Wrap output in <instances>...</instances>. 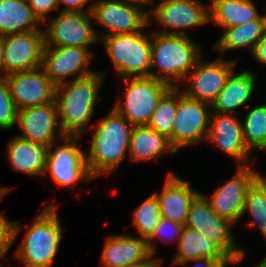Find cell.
Returning <instances> with one entry per match:
<instances>
[{"label": "cell", "instance_id": "14", "mask_svg": "<svg viewBox=\"0 0 266 267\" xmlns=\"http://www.w3.org/2000/svg\"><path fill=\"white\" fill-rule=\"evenodd\" d=\"M251 165L238 166L236 174L207 198L211 208L235 224L243 216L244 202L251 185L261 176Z\"/></svg>", "mask_w": 266, "mask_h": 267}, {"label": "cell", "instance_id": "24", "mask_svg": "<svg viewBox=\"0 0 266 267\" xmlns=\"http://www.w3.org/2000/svg\"><path fill=\"white\" fill-rule=\"evenodd\" d=\"M166 151L171 155L177 153L167 136L148 125L133 127L128 158L131 163L156 160Z\"/></svg>", "mask_w": 266, "mask_h": 267}, {"label": "cell", "instance_id": "28", "mask_svg": "<svg viewBox=\"0 0 266 267\" xmlns=\"http://www.w3.org/2000/svg\"><path fill=\"white\" fill-rule=\"evenodd\" d=\"M224 33L213 46L218 51L219 57L224 53L236 49L250 47L253 53L256 44L264 35V21L261 14L257 19L246 22L236 27L224 28Z\"/></svg>", "mask_w": 266, "mask_h": 267}, {"label": "cell", "instance_id": "39", "mask_svg": "<svg viewBox=\"0 0 266 267\" xmlns=\"http://www.w3.org/2000/svg\"><path fill=\"white\" fill-rule=\"evenodd\" d=\"M252 56L259 64L266 66V34L256 44Z\"/></svg>", "mask_w": 266, "mask_h": 267}, {"label": "cell", "instance_id": "34", "mask_svg": "<svg viewBox=\"0 0 266 267\" xmlns=\"http://www.w3.org/2000/svg\"><path fill=\"white\" fill-rule=\"evenodd\" d=\"M184 229V225L173 222L172 220L161 218L159 223L157 224L153 234L147 239L148 248L151 255H155L156 253V245L153 243V240L156 238L161 239L168 242L176 241L177 244L179 242V238L182 235ZM176 239V240H175Z\"/></svg>", "mask_w": 266, "mask_h": 267}, {"label": "cell", "instance_id": "11", "mask_svg": "<svg viewBox=\"0 0 266 267\" xmlns=\"http://www.w3.org/2000/svg\"><path fill=\"white\" fill-rule=\"evenodd\" d=\"M92 20L91 12L61 11L46 25L44 47L89 48L94 43H100Z\"/></svg>", "mask_w": 266, "mask_h": 267}, {"label": "cell", "instance_id": "12", "mask_svg": "<svg viewBox=\"0 0 266 267\" xmlns=\"http://www.w3.org/2000/svg\"><path fill=\"white\" fill-rule=\"evenodd\" d=\"M89 7L93 20L107 29L100 34L99 40L103 36L138 32L148 24L150 11L120 0L90 1Z\"/></svg>", "mask_w": 266, "mask_h": 267}, {"label": "cell", "instance_id": "32", "mask_svg": "<svg viewBox=\"0 0 266 267\" xmlns=\"http://www.w3.org/2000/svg\"><path fill=\"white\" fill-rule=\"evenodd\" d=\"M133 225L141 238L148 239L161 220V212L156 194L148 196L132 214Z\"/></svg>", "mask_w": 266, "mask_h": 267}, {"label": "cell", "instance_id": "26", "mask_svg": "<svg viewBox=\"0 0 266 267\" xmlns=\"http://www.w3.org/2000/svg\"><path fill=\"white\" fill-rule=\"evenodd\" d=\"M198 258L231 259L216 243L198 231L184 226L177 244V252L173 255L172 265Z\"/></svg>", "mask_w": 266, "mask_h": 267}, {"label": "cell", "instance_id": "29", "mask_svg": "<svg viewBox=\"0 0 266 267\" xmlns=\"http://www.w3.org/2000/svg\"><path fill=\"white\" fill-rule=\"evenodd\" d=\"M243 138L246 147L253 150H266V103L250 109L242 122Z\"/></svg>", "mask_w": 266, "mask_h": 267}, {"label": "cell", "instance_id": "27", "mask_svg": "<svg viewBox=\"0 0 266 267\" xmlns=\"http://www.w3.org/2000/svg\"><path fill=\"white\" fill-rule=\"evenodd\" d=\"M39 23L27 0H0V37L42 30Z\"/></svg>", "mask_w": 266, "mask_h": 267}, {"label": "cell", "instance_id": "41", "mask_svg": "<svg viewBox=\"0 0 266 267\" xmlns=\"http://www.w3.org/2000/svg\"><path fill=\"white\" fill-rule=\"evenodd\" d=\"M120 1H123L127 4H130V5L137 6V7L141 8L142 10H144L143 8L145 5L150 6L151 4H155V2H154L155 0H120Z\"/></svg>", "mask_w": 266, "mask_h": 267}, {"label": "cell", "instance_id": "18", "mask_svg": "<svg viewBox=\"0 0 266 267\" xmlns=\"http://www.w3.org/2000/svg\"><path fill=\"white\" fill-rule=\"evenodd\" d=\"M17 125L22 132L19 138L47 147L64 136L56 101L18 110Z\"/></svg>", "mask_w": 266, "mask_h": 267}, {"label": "cell", "instance_id": "9", "mask_svg": "<svg viewBox=\"0 0 266 267\" xmlns=\"http://www.w3.org/2000/svg\"><path fill=\"white\" fill-rule=\"evenodd\" d=\"M229 220L220 217L201 192L195 197L188 211L186 227L198 231L216 243L232 260L244 258L245 252L234 239Z\"/></svg>", "mask_w": 266, "mask_h": 267}, {"label": "cell", "instance_id": "2", "mask_svg": "<svg viewBox=\"0 0 266 267\" xmlns=\"http://www.w3.org/2000/svg\"><path fill=\"white\" fill-rule=\"evenodd\" d=\"M106 73L97 71L86 77L70 79L55 88V101L64 136L83 135L94 115L100 87Z\"/></svg>", "mask_w": 266, "mask_h": 267}, {"label": "cell", "instance_id": "1", "mask_svg": "<svg viewBox=\"0 0 266 267\" xmlns=\"http://www.w3.org/2000/svg\"><path fill=\"white\" fill-rule=\"evenodd\" d=\"M93 128L86 161L93 178L110 174L118 169L125 156L129 155L133 127L113 107ZM127 153V154H126Z\"/></svg>", "mask_w": 266, "mask_h": 267}, {"label": "cell", "instance_id": "20", "mask_svg": "<svg viewBox=\"0 0 266 267\" xmlns=\"http://www.w3.org/2000/svg\"><path fill=\"white\" fill-rule=\"evenodd\" d=\"M199 193L188 180L169 172L162 191L155 192L161 217L185 226L190 205Z\"/></svg>", "mask_w": 266, "mask_h": 267}, {"label": "cell", "instance_id": "45", "mask_svg": "<svg viewBox=\"0 0 266 267\" xmlns=\"http://www.w3.org/2000/svg\"><path fill=\"white\" fill-rule=\"evenodd\" d=\"M263 21H264V34H266V14L263 15Z\"/></svg>", "mask_w": 266, "mask_h": 267}, {"label": "cell", "instance_id": "7", "mask_svg": "<svg viewBox=\"0 0 266 267\" xmlns=\"http://www.w3.org/2000/svg\"><path fill=\"white\" fill-rule=\"evenodd\" d=\"M79 138L81 137L63 136L60 145L56 141L48 147L43 176L50 174L59 187L69 188L84 180L89 182L93 179L87 165L86 152L78 147Z\"/></svg>", "mask_w": 266, "mask_h": 267}, {"label": "cell", "instance_id": "19", "mask_svg": "<svg viewBox=\"0 0 266 267\" xmlns=\"http://www.w3.org/2000/svg\"><path fill=\"white\" fill-rule=\"evenodd\" d=\"M206 141L237 161L238 166H248L252 153L244 142L242 121L237 114L212 112ZM249 163V164H248Z\"/></svg>", "mask_w": 266, "mask_h": 267}, {"label": "cell", "instance_id": "31", "mask_svg": "<svg viewBox=\"0 0 266 267\" xmlns=\"http://www.w3.org/2000/svg\"><path fill=\"white\" fill-rule=\"evenodd\" d=\"M178 87H171L159 100L148 126L168 138L173 133Z\"/></svg>", "mask_w": 266, "mask_h": 267}, {"label": "cell", "instance_id": "5", "mask_svg": "<svg viewBox=\"0 0 266 267\" xmlns=\"http://www.w3.org/2000/svg\"><path fill=\"white\" fill-rule=\"evenodd\" d=\"M141 31L103 36L102 42L120 79L150 76L151 35Z\"/></svg>", "mask_w": 266, "mask_h": 267}, {"label": "cell", "instance_id": "36", "mask_svg": "<svg viewBox=\"0 0 266 267\" xmlns=\"http://www.w3.org/2000/svg\"><path fill=\"white\" fill-rule=\"evenodd\" d=\"M35 16L41 23L47 20V14L58 10V0H27Z\"/></svg>", "mask_w": 266, "mask_h": 267}, {"label": "cell", "instance_id": "37", "mask_svg": "<svg viewBox=\"0 0 266 267\" xmlns=\"http://www.w3.org/2000/svg\"><path fill=\"white\" fill-rule=\"evenodd\" d=\"M243 258L232 260V259H209V258H198V259H192L189 260L182 265H185L186 263H197L201 264L202 267H227L229 264H238L239 262H242ZM200 266V265H199Z\"/></svg>", "mask_w": 266, "mask_h": 267}, {"label": "cell", "instance_id": "25", "mask_svg": "<svg viewBox=\"0 0 266 267\" xmlns=\"http://www.w3.org/2000/svg\"><path fill=\"white\" fill-rule=\"evenodd\" d=\"M209 3V22L223 29L250 22L261 15L253 0H210Z\"/></svg>", "mask_w": 266, "mask_h": 267}, {"label": "cell", "instance_id": "33", "mask_svg": "<svg viewBox=\"0 0 266 267\" xmlns=\"http://www.w3.org/2000/svg\"><path fill=\"white\" fill-rule=\"evenodd\" d=\"M17 112L6 77H0V129L13 128L17 124Z\"/></svg>", "mask_w": 266, "mask_h": 267}, {"label": "cell", "instance_id": "6", "mask_svg": "<svg viewBox=\"0 0 266 267\" xmlns=\"http://www.w3.org/2000/svg\"><path fill=\"white\" fill-rule=\"evenodd\" d=\"M121 80L127 86L126 92L113 108L132 126L148 125L159 100L171 86L151 76Z\"/></svg>", "mask_w": 266, "mask_h": 267}, {"label": "cell", "instance_id": "8", "mask_svg": "<svg viewBox=\"0 0 266 267\" xmlns=\"http://www.w3.org/2000/svg\"><path fill=\"white\" fill-rule=\"evenodd\" d=\"M178 87V102L173 133L169 140L173 148L179 149L200 144L206 140L212 114L211 104L186 96Z\"/></svg>", "mask_w": 266, "mask_h": 267}, {"label": "cell", "instance_id": "42", "mask_svg": "<svg viewBox=\"0 0 266 267\" xmlns=\"http://www.w3.org/2000/svg\"><path fill=\"white\" fill-rule=\"evenodd\" d=\"M3 54H4L3 38L0 37V77H4Z\"/></svg>", "mask_w": 266, "mask_h": 267}, {"label": "cell", "instance_id": "21", "mask_svg": "<svg viewBox=\"0 0 266 267\" xmlns=\"http://www.w3.org/2000/svg\"><path fill=\"white\" fill-rule=\"evenodd\" d=\"M151 253L147 239L132 235H110L101 254L103 267H127L145 261Z\"/></svg>", "mask_w": 266, "mask_h": 267}, {"label": "cell", "instance_id": "13", "mask_svg": "<svg viewBox=\"0 0 266 267\" xmlns=\"http://www.w3.org/2000/svg\"><path fill=\"white\" fill-rule=\"evenodd\" d=\"M237 60H225L218 57L204 63L201 59L185 77L186 90L183 93L194 100L203 101L212 105L227 78L235 70Z\"/></svg>", "mask_w": 266, "mask_h": 267}, {"label": "cell", "instance_id": "35", "mask_svg": "<svg viewBox=\"0 0 266 267\" xmlns=\"http://www.w3.org/2000/svg\"><path fill=\"white\" fill-rule=\"evenodd\" d=\"M21 224L8 220L4 212H0V263L2 258L6 257L14 241L18 239L21 232Z\"/></svg>", "mask_w": 266, "mask_h": 267}, {"label": "cell", "instance_id": "43", "mask_svg": "<svg viewBox=\"0 0 266 267\" xmlns=\"http://www.w3.org/2000/svg\"><path fill=\"white\" fill-rule=\"evenodd\" d=\"M11 189L9 187H5V186H0V200L4 198V196H6V194L10 191Z\"/></svg>", "mask_w": 266, "mask_h": 267}, {"label": "cell", "instance_id": "4", "mask_svg": "<svg viewBox=\"0 0 266 267\" xmlns=\"http://www.w3.org/2000/svg\"><path fill=\"white\" fill-rule=\"evenodd\" d=\"M56 206L49 204L44 207L25 229L23 239L13 255L24 267H51L62 237Z\"/></svg>", "mask_w": 266, "mask_h": 267}, {"label": "cell", "instance_id": "3", "mask_svg": "<svg viewBox=\"0 0 266 267\" xmlns=\"http://www.w3.org/2000/svg\"><path fill=\"white\" fill-rule=\"evenodd\" d=\"M200 59V47L190 36L156 32L151 35L150 76L171 87H180Z\"/></svg>", "mask_w": 266, "mask_h": 267}, {"label": "cell", "instance_id": "38", "mask_svg": "<svg viewBox=\"0 0 266 267\" xmlns=\"http://www.w3.org/2000/svg\"><path fill=\"white\" fill-rule=\"evenodd\" d=\"M89 1L90 0H58V7L60 8V5L62 4L63 8L61 11L90 12V7L87 5ZM95 1L97 2L98 0Z\"/></svg>", "mask_w": 266, "mask_h": 267}, {"label": "cell", "instance_id": "44", "mask_svg": "<svg viewBox=\"0 0 266 267\" xmlns=\"http://www.w3.org/2000/svg\"><path fill=\"white\" fill-rule=\"evenodd\" d=\"M256 267H266V261L263 259L262 261L258 263Z\"/></svg>", "mask_w": 266, "mask_h": 267}, {"label": "cell", "instance_id": "15", "mask_svg": "<svg viewBox=\"0 0 266 267\" xmlns=\"http://www.w3.org/2000/svg\"><path fill=\"white\" fill-rule=\"evenodd\" d=\"M94 53L81 47H44L41 67L51 82L58 86L69 81L93 74L89 68Z\"/></svg>", "mask_w": 266, "mask_h": 267}, {"label": "cell", "instance_id": "16", "mask_svg": "<svg viewBox=\"0 0 266 267\" xmlns=\"http://www.w3.org/2000/svg\"><path fill=\"white\" fill-rule=\"evenodd\" d=\"M4 76L38 68L45 46L44 30L2 36Z\"/></svg>", "mask_w": 266, "mask_h": 267}, {"label": "cell", "instance_id": "22", "mask_svg": "<svg viewBox=\"0 0 266 267\" xmlns=\"http://www.w3.org/2000/svg\"><path fill=\"white\" fill-rule=\"evenodd\" d=\"M256 82V75L252 71L243 70L236 73L234 70L212 103V112L235 115V111L245 105L252 96Z\"/></svg>", "mask_w": 266, "mask_h": 267}, {"label": "cell", "instance_id": "40", "mask_svg": "<svg viewBox=\"0 0 266 267\" xmlns=\"http://www.w3.org/2000/svg\"><path fill=\"white\" fill-rule=\"evenodd\" d=\"M127 267H162V259L151 255L145 261Z\"/></svg>", "mask_w": 266, "mask_h": 267}, {"label": "cell", "instance_id": "17", "mask_svg": "<svg viewBox=\"0 0 266 267\" xmlns=\"http://www.w3.org/2000/svg\"><path fill=\"white\" fill-rule=\"evenodd\" d=\"M17 110L55 101L56 86L42 67L10 73L5 76Z\"/></svg>", "mask_w": 266, "mask_h": 267}, {"label": "cell", "instance_id": "30", "mask_svg": "<svg viewBox=\"0 0 266 267\" xmlns=\"http://www.w3.org/2000/svg\"><path fill=\"white\" fill-rule=\"evenodd\" d=\"M249 212L252 220L248 227L257 226L266 240V178L260 176L249 188L244 202L243 215Z\"/></svg>", "mask_w": 266, "mask_h": 267}, {"label": "cell", "instance_id": "23", "mask_svg": "<svg viewBox=\"0 0 266 267\" xmlns=\"http://www.w3.org/2000/svg\"><path fill=\"white\" fill-rule=\"evenodd\" d=\"M5 153L13 170L30 176H43L48 156V147L18 136L11 138Z\"/></svg>", "mask_w": 266, "mask_h": 267}, {"label": "cell", "instance_id": "10", "mask_svg": "<svg viewBox=\"0 0 266 267\" xmlns=\"http://www.w3.org/2000/svg\"><path fill=\"white\" fill-rule=\"evenodd\" d=\"M152 19L164 28L156 33L189 36L185 30L209 23V5L200 0H161L148 14L149 25Z\"/></svg>", "mask_w": 266, "mask_h": 267}]
</instances>
